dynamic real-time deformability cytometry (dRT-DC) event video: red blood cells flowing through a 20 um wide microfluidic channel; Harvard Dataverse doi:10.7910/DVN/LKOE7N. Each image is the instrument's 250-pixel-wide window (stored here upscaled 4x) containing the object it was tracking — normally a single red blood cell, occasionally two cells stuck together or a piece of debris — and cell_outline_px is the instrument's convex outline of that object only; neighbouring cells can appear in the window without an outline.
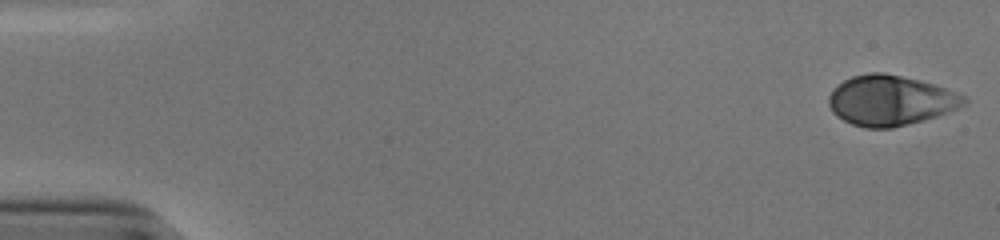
{"species": "human", "species_latin": "Homo sapiens", "temperature_condition": "cold", "stored_images_in_passage": 53, "camera_frame_rate_fps": 3000, "um_per_image_px": 0.085, "donor": {"sex": "male"}, "frame": {"image": 1, "passage_image": 1, "time_ms": 0.0, "image_size_px": [1000, 240], "cell_outline_px": [[968, 104], [960, 108], [924, 120], [892, 128], [864, 128], [852, 124], [836, 116], [832, 112], [828, 104], [828, 96], [832, 88], [836, 84], [852, 76], [872, 72], [884, 72], [920, 80], [956, 92], [964, 96], [968, 100]], "centroid_in_image_um": [75.66, 8.54], "position_along_channel_um": 9.3, "area_um2": 39.82}}
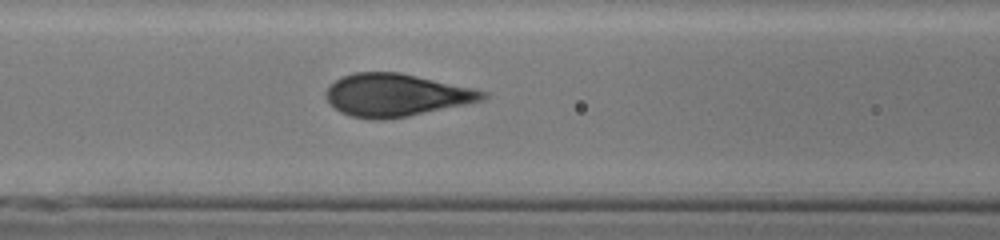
{"frame": {"image": 2, "passage_image": 23, "time_ms": 7.333, "image_size_px": [1000, 240], "cell_outline_px": [[488, 96], [484, 100], [408, 116], [384, 120], [372, 120], [352, 116], [340, 112], [324, 96], [324, 92], [340, 76], [356, 72], [400, 72], [472, 88], [488, 92]], "centroid_in_image_um": [33.65, 8.08], "position_along_channel_um": 133.0, "area_um2": 38.78}}
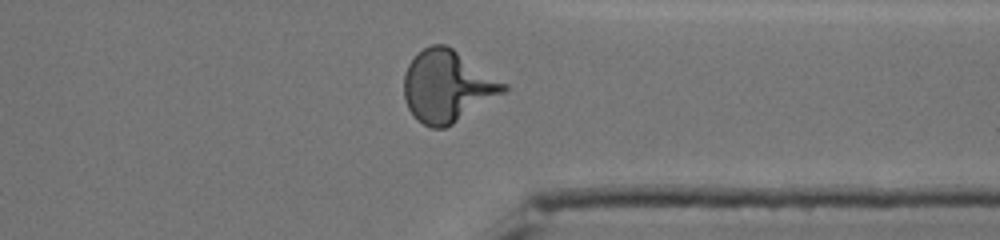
{"frame": {"image": 3, "passage_image": 42, "time_ms": 13.667, "image_size_px": [1000, 240], "cell_outline_px": [[508, 88], [504, 92], [452, 124], [444, 128], [432, 128], [416, 120], [408, 108], [404, 100], [404, 76], [408, 64], [416, 52], [432, 44], [444, 44], [452, 48], [508, 84]], "centroid_in_image_um": [37.99, 7.32], "position_along_channel_um": 373.4, "area_um2": 41.38}}